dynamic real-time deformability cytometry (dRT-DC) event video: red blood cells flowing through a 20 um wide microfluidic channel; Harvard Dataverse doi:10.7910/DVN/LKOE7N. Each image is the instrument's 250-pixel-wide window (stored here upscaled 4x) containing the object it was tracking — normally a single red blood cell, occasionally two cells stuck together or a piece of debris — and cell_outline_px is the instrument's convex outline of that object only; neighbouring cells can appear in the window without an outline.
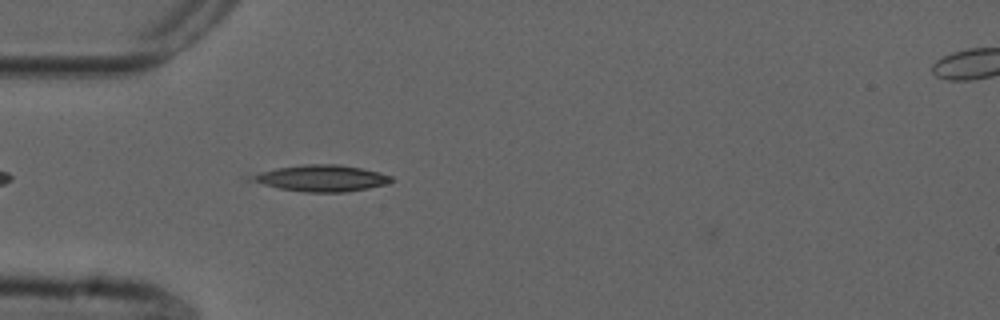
{"species": "common noctule bat (a hibernating species)", "species_latin": "Nyctalus noctula", "temperature_condition": "cold", "stored_images_in_passage": 23, "camera_frame_rate_fps": 3000, "um_per_image_px": 0.085, "animal": {"sex": "male", "forearm_length_mm": 52.5}, "frame": {"image": 1, "passage_image": 2, "time_ms": 0.333, "image_size_px": [1000, 320], "cell_outline_px": [[396, 180], [388, 184], [368, 188], [344, 192], [304, 192], [280, 188], [244, 180], [240, 176], [276, 168], [304, 164], [340, 164], [380, 172], [392, 176]], "centroid_in_image_um": [27.23, 15.14], "position_along_channel_um": 57.8, "area_um2": 22.02}}
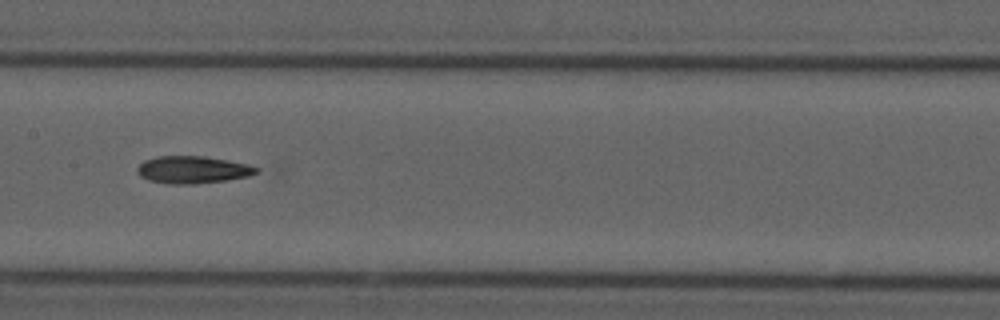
{"frame": {"image": 2, "passage_image": 13, "time_ms": 4.0, "image_size_px": [1000, 320], "cell_outline_px": [[260, 168], [256, 172], [248, 176], [224, 180], [192, 184], [168, 184], [148, 180], [140, 176], [136, 172], [136, 168], [144, 160], [156, 156], [204, 156], [228, 160], [248, 164]], "centroid_in_image_um": [16.33, 14.42], "position_along_channel_um": 191.1, "area_um2": 18.96}}
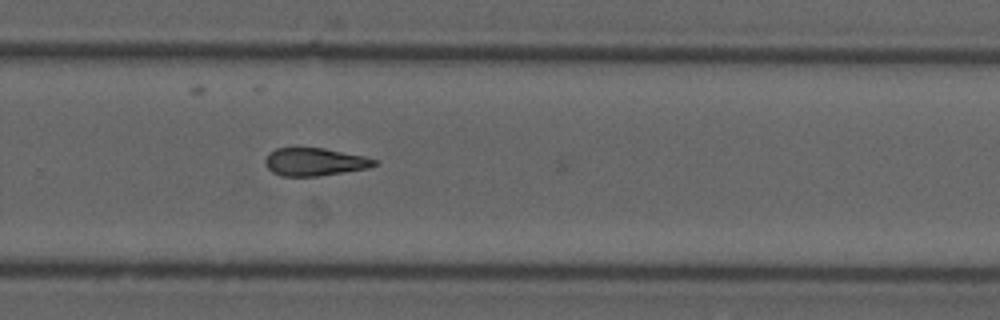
{"frame": {"image": 3, "passage_image": 22, "time_ms": 7.0, "image_size_px": [1000, 320], "cell_outline_px": [[380, 164], [368, 168], [344, 172], [316, 176], [280, 176], [272, 172], [264, 164], [264, 160], [268, 152], [276, 148], [296, 144], [324, 148], [364, 156], [380, 160]], "centroid_in_image_um": [26.71, 13.71], "position_along_channel_um": 303.1, "area_um2": 18.61}}